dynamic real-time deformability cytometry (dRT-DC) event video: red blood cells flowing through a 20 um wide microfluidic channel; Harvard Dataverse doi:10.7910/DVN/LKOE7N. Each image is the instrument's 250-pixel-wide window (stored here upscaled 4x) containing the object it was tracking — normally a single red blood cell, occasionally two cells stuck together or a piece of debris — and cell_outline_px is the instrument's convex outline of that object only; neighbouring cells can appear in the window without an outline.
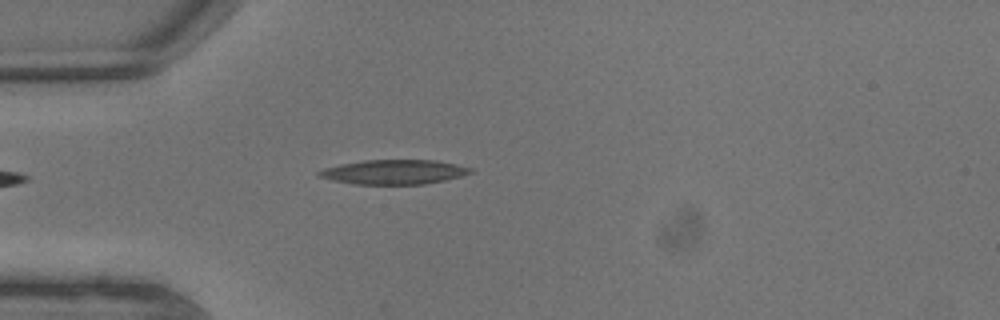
{"species": "common noctule bat (a hibernating species)", "species_latin": "Nyctalus noctula", "temperature_condition": "warm", "stored_images_in_passage": 3, "camera_frame_rate_fps": 3000, "um_per_image_px": 0.085, "animal": {"sex": "male", "body_mass_g": 13.3}, "frame": {"image": 1, "passage_image": 3, "time_ms": 0.667, "image_size_px": [1000, 320], "cell_outline_px": [[472, 172], [460, 176], [444, 180], [424, 184], [352, 184], [320, 176], [316, 172], [324, 168], [340, 164], [364, 160], [436, 160], [456, 164], [472, 168]], "centroid_in_image_um": [33.5, 14.61], "position_along_channel_um": 51.5, "area_um2": 21.39}}